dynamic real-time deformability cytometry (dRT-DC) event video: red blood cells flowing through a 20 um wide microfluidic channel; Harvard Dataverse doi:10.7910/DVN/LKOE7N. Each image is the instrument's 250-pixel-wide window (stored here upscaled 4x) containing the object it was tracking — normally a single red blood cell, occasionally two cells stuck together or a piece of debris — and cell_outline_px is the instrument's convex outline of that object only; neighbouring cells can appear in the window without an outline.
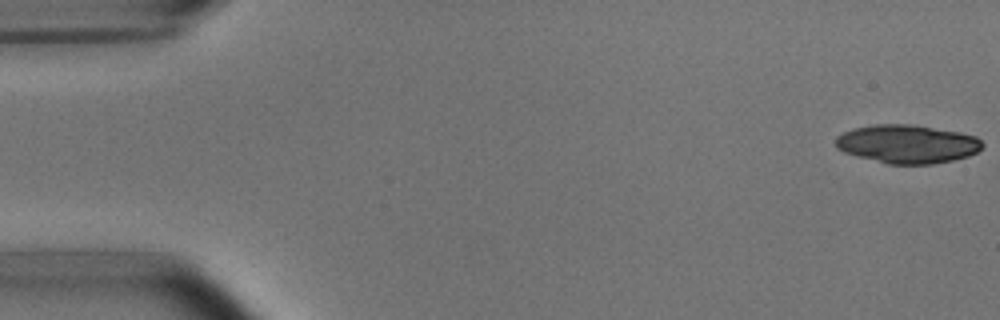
{"species": "common noctule bat (a hibernating species)", "species_latin": "Nyctalus noctula", "temperature_condition": "room temperature", "stored_images_in_passage": 20, "camera_frame_rate_fps": 3000, "um_per_image_px": 0.085, "animal": {"sex": "male", "body_mass_g": 15.6}, "frame": {"image": 1, "passage_image": 1, "time_ms": 0.0, "image_size_px": [1000, 320], "cell_outline_px": [[984, 144], [976, 152], [968, 156], [952, 160], [932, 164], [888, 164], [844, 152], [836, 148], [836, 136], [852, 128], [872, 124], [912, 124], [960, 132], [976, 136]], "centroid_in_image_um": [77.11, 12.23], "position_along_channel_um": 7.9, "area_um2": 32.89}}